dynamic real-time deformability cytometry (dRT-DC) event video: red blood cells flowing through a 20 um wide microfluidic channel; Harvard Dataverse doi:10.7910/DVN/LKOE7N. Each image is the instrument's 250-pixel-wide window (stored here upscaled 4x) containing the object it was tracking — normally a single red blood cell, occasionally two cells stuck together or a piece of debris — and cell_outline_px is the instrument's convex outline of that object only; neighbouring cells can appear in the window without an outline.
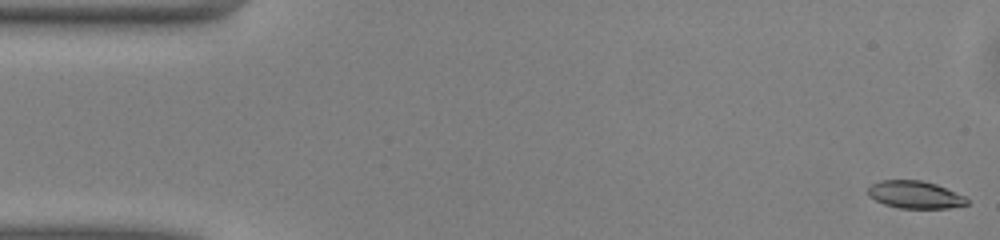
{"species": "common noctule bat (a hibernating species)", "species_latin": "Nyctalus noctula", "temperature_condition": "warm", "stored_images_in_passage": 50, "camera_frame_rate_fps": 3000, "um_per_image_px": 0.085, "animal": {"sex": "male", "body_mass_g": 13.0, "forearm_length_mm": 53.1}, "frame": {"image": 1, "passage_image": 1, "time_ms": 0.0, "image_size_px": [1000, 240], "cell_outline_px": [[968, 204], [948, 208], [900, 208], [884, 204], [868, 196], [868, 188], [872, 184], [880, 180], [920, 180], [936, 184], [964, 196], [968, 200]], "centroid_in_image_um": [77.76, 16.55], "position_along_channel_um": 7.2, "area_um2": 15.72}}
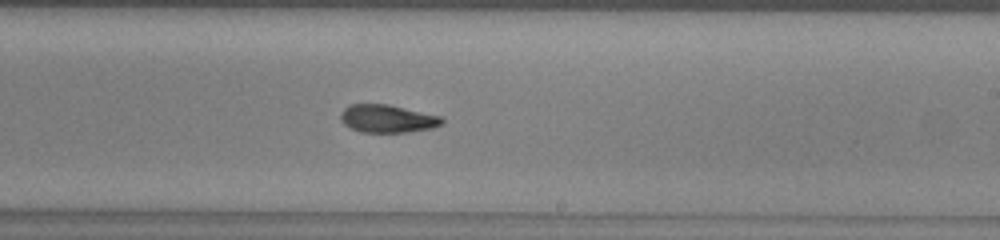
{"frame": {"image": 2, "passage_image": 29, "time_ms": 9.333, "image_size_px": [1000, 240], "cell_outline_px": [[444, 124], [432, 128], [404, 132], [360, 132], [348, 128], [340, 120], [340, 112], [348, 104], [388, 104], [440, 116], [444, 120]], "centroid_in_image_um": [32.88, 10.08], "position_along_channel_um": 256.1, "area_um2": 16.59}}
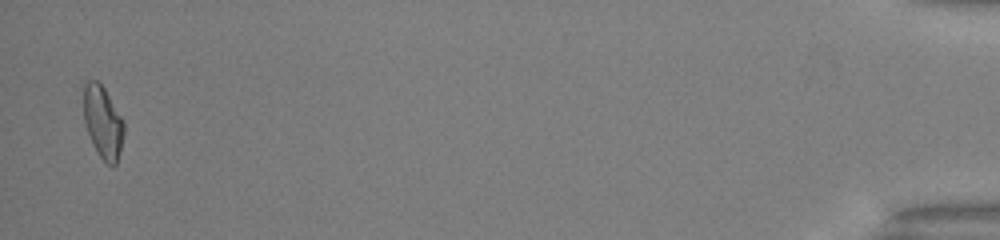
{"frame": {"image": 3, "passage_image": 49, "time_ms": 16.0, "image_size_px": [1000, 240], "cell_outline_px": [[124, 132], [120, 152], [116, 164], [112, 168], [100, 156], [88, 132], [84, 120], [84, 80], [96, 80], [104, 88], [124, 120]], "centroid_in_image_um": [8.76, 10.36], "position_along_channel_um": 426.4, "area_um2": 16.82}, "authors_computed_cell_mechanics": {"area_um2": 16.8487, "velocity_mm_per_s": 4.0705, "shape_relaxation_time_tau1_ms": 6.1312, "shape_relaxation_time_tau2_ms": 5.4492, "deformation_change_tau1": 0.1841, "deformation_change_tau2": 0.1227}}